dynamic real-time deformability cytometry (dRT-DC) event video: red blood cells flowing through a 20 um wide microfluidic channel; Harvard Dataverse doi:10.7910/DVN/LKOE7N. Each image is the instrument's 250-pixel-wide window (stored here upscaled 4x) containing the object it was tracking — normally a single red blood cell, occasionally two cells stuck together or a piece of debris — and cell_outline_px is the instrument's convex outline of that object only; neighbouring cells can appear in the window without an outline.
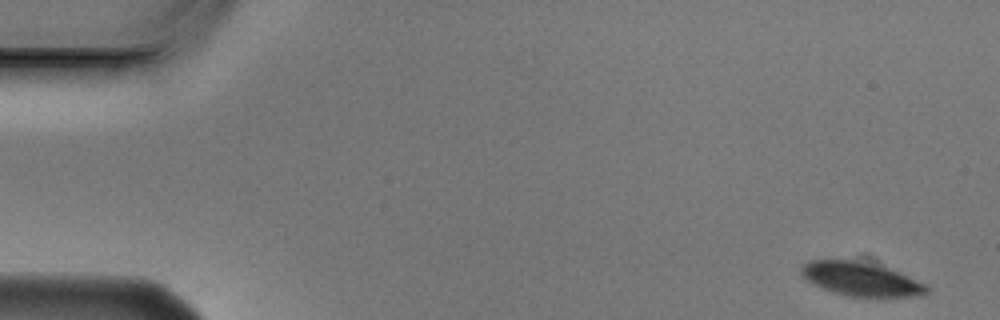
{"species": "Egyptian fruit bat (a non-hibernating species)", "species_latin": "Rousettus aegyptiacus", "temperature_condition": "cold", "stored_images_in_passage": 4, "camera_frame_rate_fps": 3000, "um_per_image_px": 0.085, "animal": {"sex": "male"}, "frame": {"image": 1, "passage_image": 1, "time_ms": 0.0, "image_size_px": [1000, 320], "cell_outline_px": [[928, 292], [924, 296], [848, 296], [832, 292], [820, 288], [812, 284], [800, 272], [800, 268], [808, 260], [864, 256], [868, 256], [924, 284], [928, 288]], "centroid_in_image_um": [73.16, 23.61], "position_along_channel_um": 11.8, "area_um2": 26.24}}
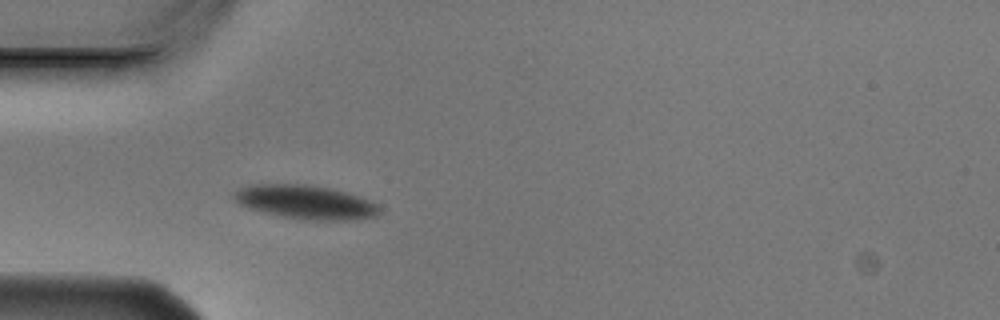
{"frame": {"image": 2, "passage_image": 4, "time_ms": 1.0, "image_size_px": [1000, 320], "cell_outline_px": [[380, 212], [376, 216], [356, 220], [308, 220], [284, 216], [264, 212], [240, 204], [232, 196], [232, 192], [240, 188], [252, 184], [308, 184], [332, 188], [348, 192], [360, 196], [376, 204], [380, 208]], "centroid_in_image_um": [26.01, 17.16], "position_along_channel_um": 59.0, "area_um2": 28.67}}